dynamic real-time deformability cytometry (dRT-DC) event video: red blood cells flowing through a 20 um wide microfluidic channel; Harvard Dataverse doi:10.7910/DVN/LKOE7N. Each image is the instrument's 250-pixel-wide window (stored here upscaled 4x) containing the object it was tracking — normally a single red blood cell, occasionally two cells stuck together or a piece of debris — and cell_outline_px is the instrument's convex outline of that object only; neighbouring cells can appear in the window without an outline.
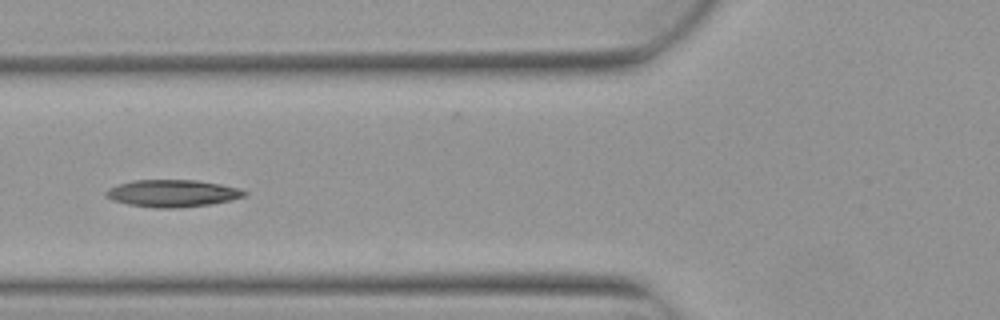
{"species": "Egyptian fruit bat (a non-hibernating species)", "species_latin": "Rousettus aegyptiacus", "temperature_condition": "warm", "stored_images_in_passage": 8, "camera_frame_rate_fps": 3000, "um_per_image_px": 0.085, "animal": {"sex": "female"}, "frame": {"image": 1, "passage_image": 4, "time_ms": 1.0, "image_size_px": [1000, 320], "cell_outline_px": [[248, 192], [244, 196], [232, 200], [208, 204], [176, 208], [156, 208], [128, 204], [112, 200], [104, 196], [104, 192], [108, 188], [132, 180], [196, 180], [220, 184], [240, 188]], "centroid_in_image_um": [14.64, 16.43], "position_along_channel_um": 111.2, "area_um2": 21.91}}
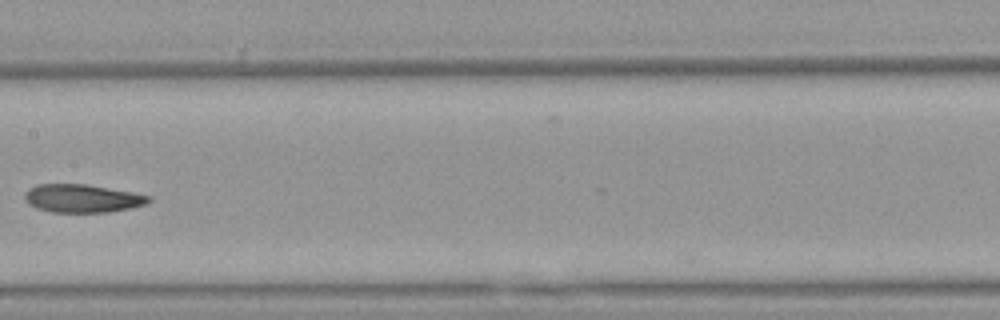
{"frame": {"image": 2, "passage_image": 6, "time_ms": 1.667, "image_size_px": [1000, 320], "cell_outline_px": [[152, 200], [144, 204], [128, 208], [108, 212], [52, 212], [36, 208], [28, 204], [24, 196], [28, 188], [36, 184], [84, 184], [132, 192], [152, 196]], "centroid_in_image_um": [6.96, 16.86], "position_along_channel_um": 200.4, "area_um2": 20.23}}
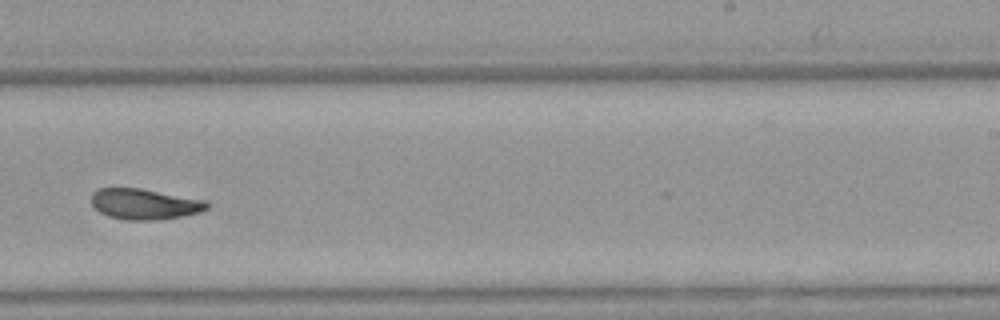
{"frame": {"image": 3, "passage_image": 8, "time_ms": 2.333, "image_size_px": [1000, 320], "cell_outline_px": [[212, 204], [208, 208], [200, 212], [180, 216], [156, 220], [124, 220], [108, 216], [100, 212], [92, 204], [92, 192], [100, 188], [140, 188], [208, 200]], "centroid_in_image_um": [12.33, 17.34], "position_along_channel_um": 276.7, "area_um2": 20.81}}